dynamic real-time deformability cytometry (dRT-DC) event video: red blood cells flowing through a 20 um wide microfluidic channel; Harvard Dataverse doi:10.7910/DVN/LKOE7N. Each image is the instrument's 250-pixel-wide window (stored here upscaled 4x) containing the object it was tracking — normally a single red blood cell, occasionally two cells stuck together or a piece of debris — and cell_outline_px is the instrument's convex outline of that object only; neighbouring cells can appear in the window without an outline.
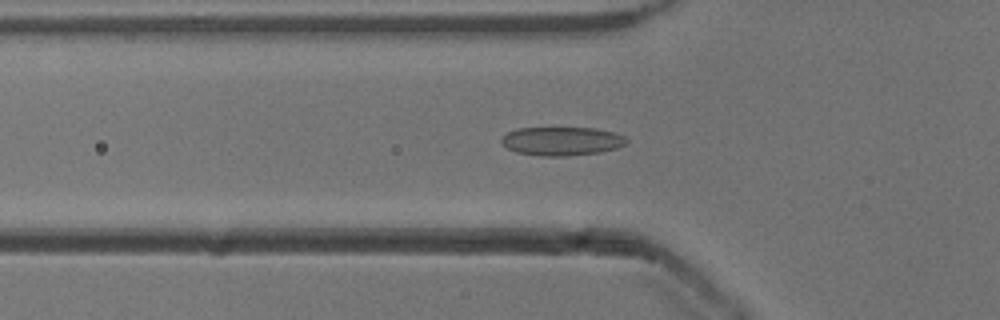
{"species": "common noctule bat (a hibernating species)", "species_latin": "Nyctalus noctula", "temperature_condition": "cold", "stored_images_in_passage": 40, "camera_frame_rate_fps": 3000, "um_per_image_px": 0.085, "animal": {"sex": "male", "body_mass_g": 13.3}, "frame": {"image": 1, "passage_image": 4, "time_ms": 1.0, "image_size_px": [1000, 320], "cell_outline_px": [[628, 140], [624, 144], [616, 148], [600, 152], [568, 156], [540, 156], [516, 152], [508, 148], [500, 140], [500, 136], [516, 128], [596, 128], [616, 132], [624, 136]], "centroid_in_image_um": [47.74, 11.99], "position_along_channel_um": 78.1, "area_um2": 20.98}}
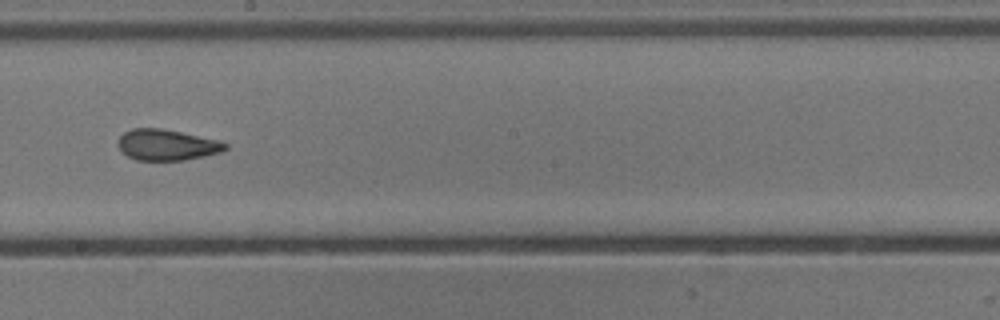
{"frame": {"image": 2, "passage_image": 16, "time_ms": 5.0, "image_size_px": [1000, 320], "cell_outline_px": [[228, 148], [220, 152], [204, 156], [184, 160], [136, 160], [120, 152], [120, 136], [124, 132], [132, 128], [160, 128], [220, 140], [228, 144]], "centroid_in_image_um": [14.2, 12.31], "position_along_channel_um": 234.0, "area_um2": 19.25}}
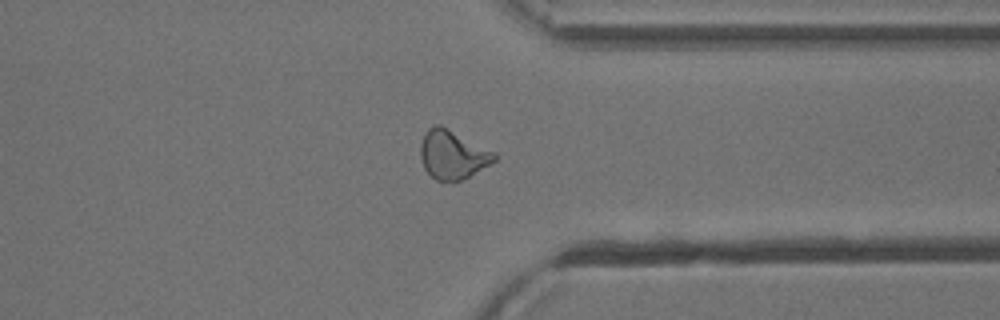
{"frame": {"image": 3, "passage_image": 27, "time_ms": 8.667, "image_size_px": [1000, 320], "cell_outline_px": [[496, 160], [468, 176], [460, 180], [436, 180], [424, 168], [420, 156], [420, 144], [428, 128], [436, 124], [440, 124], [496, 152]], "centroid_in_image_um": [38.46, 13.11], "position_along_channel_um": 372.9, "area_um2": 20.69}, "authors_computed_cell_mechanics": {"area_um2": 20.1722, "velocity_mm_per_s": 3.8676, "shape_relaxation_time_tau1_ms": null, "shape_relaxation_time_tau2_ms": 1.8655, "deformation_change_tau1": null, "deformation_change_tau2": 0.0717}}